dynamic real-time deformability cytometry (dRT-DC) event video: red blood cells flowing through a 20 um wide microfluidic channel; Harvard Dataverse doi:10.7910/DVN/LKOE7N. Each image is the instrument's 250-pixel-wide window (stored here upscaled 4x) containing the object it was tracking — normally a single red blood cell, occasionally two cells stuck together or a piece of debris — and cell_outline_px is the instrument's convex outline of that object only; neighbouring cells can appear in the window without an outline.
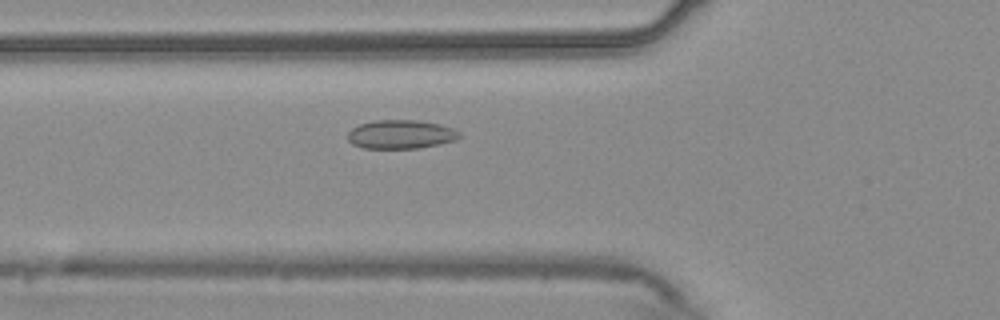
{"species": "common noctule bat (a hibernating species)", "species_latin": "Nyctalus noctula", "temperature_condition": "warm", "stored_images_in_passage": 39, "camera_frame_rate_fps": 3000, "um_per_image_px": 0.085, "animal": {"sex": "male", "body_mass_g": 20.4}, "frame": {"image": 1, "passage_image": 4, "time_ms": 1.0, "image_size_px": [1000, 320], "cell_outline_px": [[460, 136], [456, 140], [420, 148], [364, 148], [352, 144], [348, 140], [348, 132], [352, 128], [360, 124], [376, 120], [416, 120], [440, 124], [452, 128], [460, 132]], "centroid_in_image_um": [34.07, 11.42], "position_along_channel_um": 91.7, "area_um2": 18.67}}
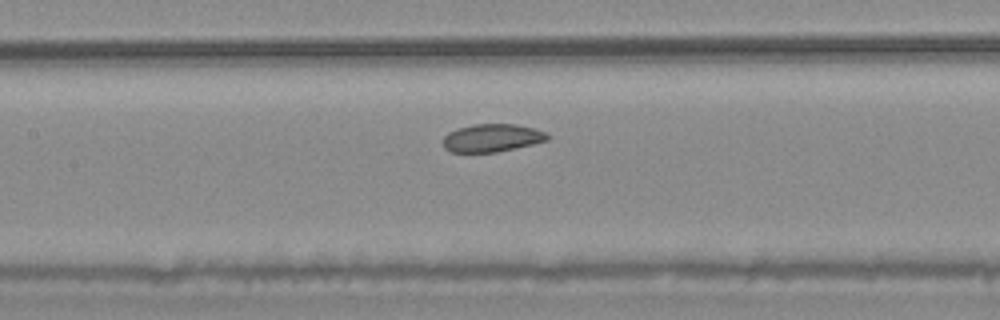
{"frame": {"image": 2, "passage_image": 10, "time_ms": 3.0, "image_size_px": [1000, 320], "cell_outline_px": [[548, 140], [532, 144], [496, 152], [452, 152], [444, 148], [444, 136], [448, 132], [456, 128], [472, 124], [516, 124], [536, 128], [544, 132], [548, 136]], "centroid_in_image_um": [41.8, 11.71], "position_along_channel_um": 165.6, "area_um2": 16.94}}
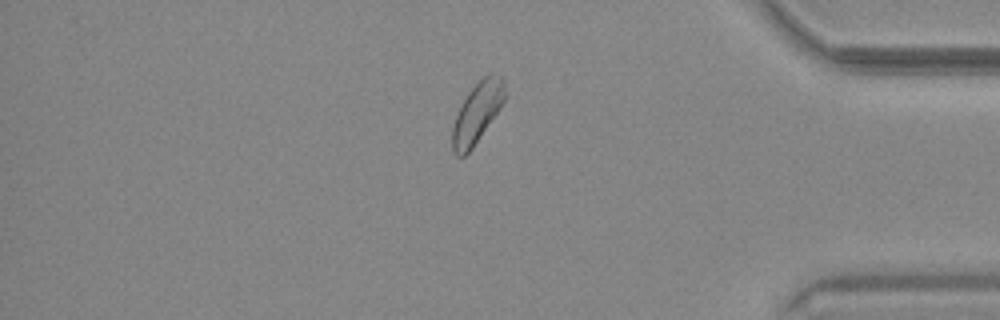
{"frame": {"image": 3, "passage_image": 31, "time_ms": 10.0, "image_size_px": [1000, 320], "cell_outline_px": [[508, 92], [500, 108], [472, 148], [464, 156], [456, 156], [452, 152], [452, 128], [456, 116], [468, 92], [488, 72], [492, 72], [500, 76], [504, 80]], "centroid_in_image_um": [40.59, 9.55], "position_along_channel_um": 394.6, "area_um2": 18.44}, "authors_computed_cell_mechanics": {"area_um2": 18.0914, "velocity_mm_per_s": 3.6661, "shape_relaxation_time_tau1_ms": null, "shape_relaxation_time_tau2_ms": 5.8779, "deformation_change_tau1": null, "deformation_change_tau2": 0.0807}}